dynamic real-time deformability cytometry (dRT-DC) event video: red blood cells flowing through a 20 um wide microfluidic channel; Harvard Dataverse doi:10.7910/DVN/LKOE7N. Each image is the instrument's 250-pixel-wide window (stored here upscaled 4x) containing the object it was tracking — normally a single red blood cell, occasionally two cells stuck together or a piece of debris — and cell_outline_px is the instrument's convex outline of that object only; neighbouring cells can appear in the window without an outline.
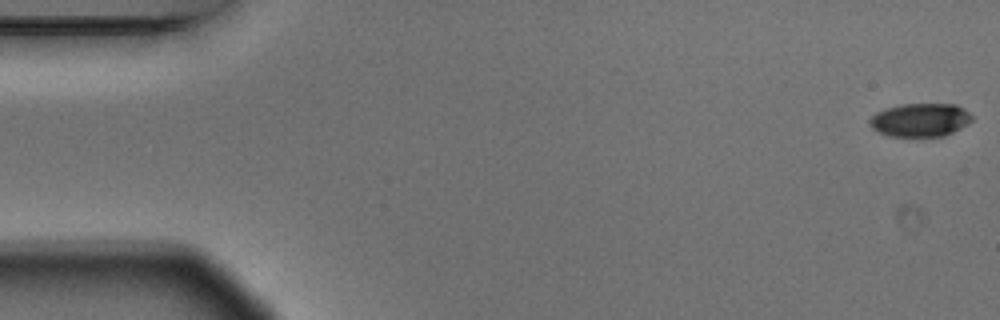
{"species": "Egyptian fruit bat (a non-hibernating species)", "species_latin": "Rousettus aegyptiacus", "temperature_condition": "warm", "stored_images_in_passage": 5, "camera_frame_rate_fps": 3000, "um_per_image_px": 0.085, "animal": {"sex": "male"}, "frame": {"image": 1, "passage_image": 1, "time_ms": 0.0, "image_size_px": [1000, 320], "cell_outline_px": [[972, 120], [952, 132], [944, 136], [888, 136], [872, 128], [868, 120], [876, 112], [884, 108], [900, 104], [956, 104], [964, 108], [972, 116]], "centroid_in_image_um": [78.19, 10.18], "position_along_channel_um": 6.8, "area_um2": 19.83}}
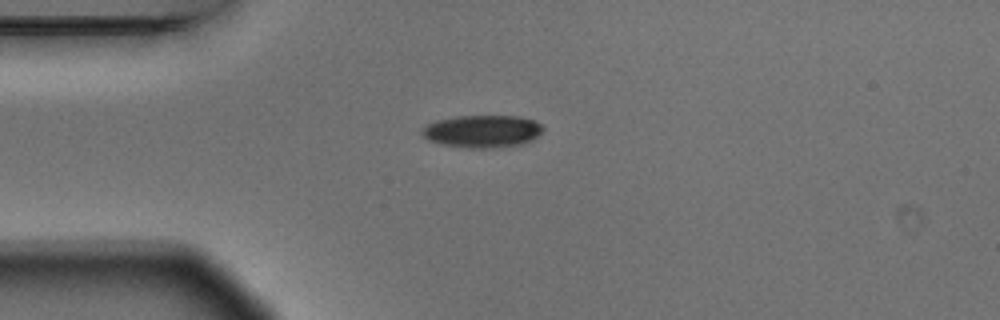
{"frame": {"image": 2, "passage_image": 4, "time_ms": 1.0, "image_size_px": [1000, 320], "cell_outline_px": [[544, 132], [532, 140], [524, 144], [484, 148], [468, 148], [444, 144], [428, 140], [420, 132], [428, 124], [436, 120], [456, 116], [516, 116], [536, 120], [544, 128]], "centroid_in_image_um": [41.05, 11.15], "position_along_channel_um": 44.0, "area_um2": 22.89}}
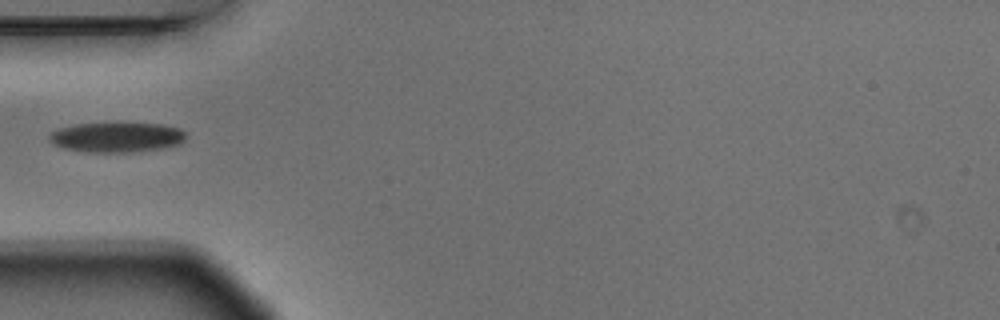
{"frame": {"image": 3, "passage_image": 5, "time_ms": 1.333, "image_size_px": [1000, 320], "cell_outline_px": [[184, 140], [180, 144], [164, 148], [132, 152], [84, 152], [64, 148], [52, 144], [48, 140], [48, 136], [52, 132], [60, 128], [76, 124], [160, 124], [180, 128], [184, 132]], "centroid_in_image_um": [9.9, 11.68], "position_along_channel_um": 75.1, "area_um2": 23.64}}